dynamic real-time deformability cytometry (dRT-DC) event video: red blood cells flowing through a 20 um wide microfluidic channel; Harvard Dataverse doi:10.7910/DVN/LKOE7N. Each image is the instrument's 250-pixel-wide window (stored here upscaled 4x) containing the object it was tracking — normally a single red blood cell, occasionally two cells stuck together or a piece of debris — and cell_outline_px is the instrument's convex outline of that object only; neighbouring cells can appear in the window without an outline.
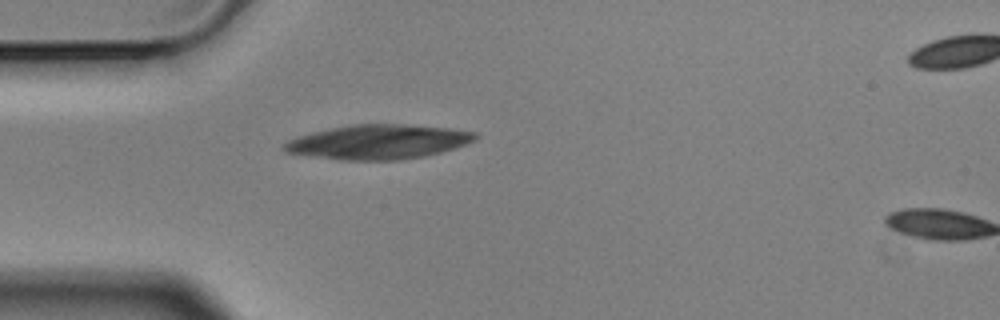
{"species": "Egyptian fruit bat (a non-hibernating species)", "species_latin": "Rousettus aegyptiacus", "temperature_condition": "cold", "stored_images_in_passage": 2, "camera_frame_rate_fps": 3000, "um_per_image_px": 0.085, "animal": {"sex": "male"}, "frame": {"image": 1, "passage_image": 1, "time_ms": 0.0, "image_size_px": [1000, 320], "cell_outline_px": [[476, 140], [440, 152], [424, 156], [400, 160], [340, 160], [312, 156], [288, 152], [280, 148], [288, 140], [296, 136], [312, 132], [352, 124], [404, 124], [448, 128], [476, 132]], "centroid_in_image_um": [32.12, 12.06], "position_along_channel_um": 52.9, "area_um2": 38.15}}